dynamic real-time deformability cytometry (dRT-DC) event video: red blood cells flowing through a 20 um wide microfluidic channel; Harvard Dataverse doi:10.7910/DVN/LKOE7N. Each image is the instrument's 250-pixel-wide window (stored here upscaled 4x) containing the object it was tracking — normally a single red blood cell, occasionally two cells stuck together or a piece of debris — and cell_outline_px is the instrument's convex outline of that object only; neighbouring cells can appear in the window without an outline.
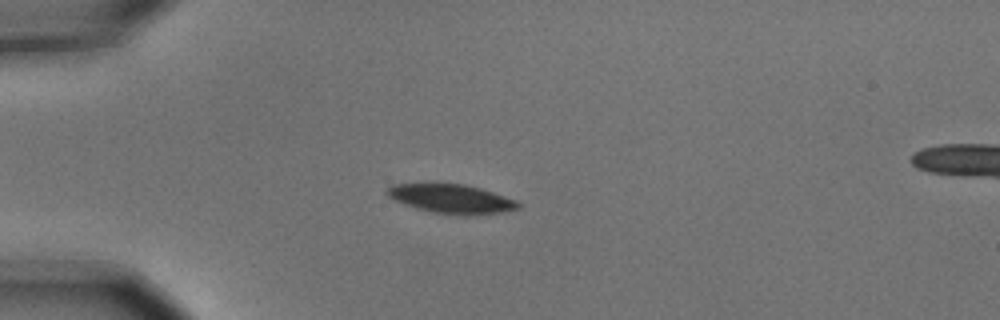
{"species": "common noctule bat (a hibernating species)", "species_latin": "Nyctalus noctula", "temperature_condition": "cold", "stored_images_in_passage": 9, "camera_frame_rate_fps": 3000, "um_per_image_px": 0.085, "animal": {"sex": "male", "body_mass_g": 15.6}, "frame": {"image": 1, "passage_image": 4, "time_ms": 1.0, "image_size_px": [1000, 320], "cell_outline_px": [[520, 208], [504, 212], [468, 216], [464, 216], [432, 212], [416, 208], [404, 204], [388, 196], [384, 192], [392, 184], [464, 184], [480, 188], [516, 200], [520, 204]], "centroid_in_image_um": [38.39, 16.91], "position_along_channel_um": 46.6, "area_um2": 22.14}}
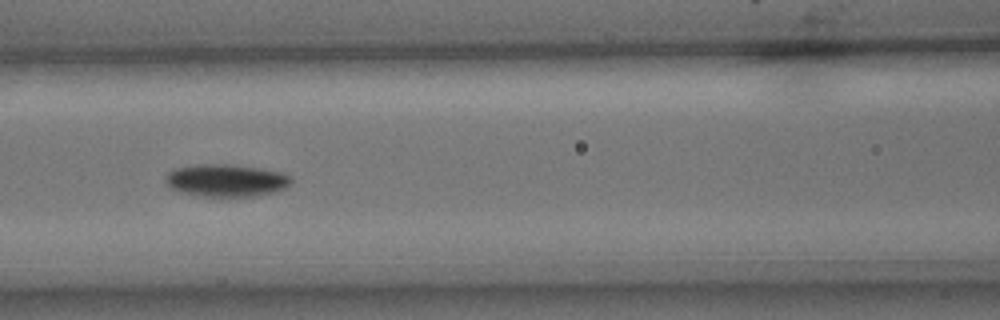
{"frame": {"image": 2, "passage_image": 7, "time_ms": 2.0, "image_size_px": [1000, 320], "cell_outline_px": [[292, 180], [284, 188], [272, 192], [256, 196], [224, 200], [180, 192], [172, 188], [164, 180], [168, 172], [176, 168], [200, 164], [228, 164], [260, 168], [284, 172], [292, 176]], "centroid_in_image_um": [19.24, 15.37], "position_along_channel_um": 147.4, "area_um2": 24.45}}
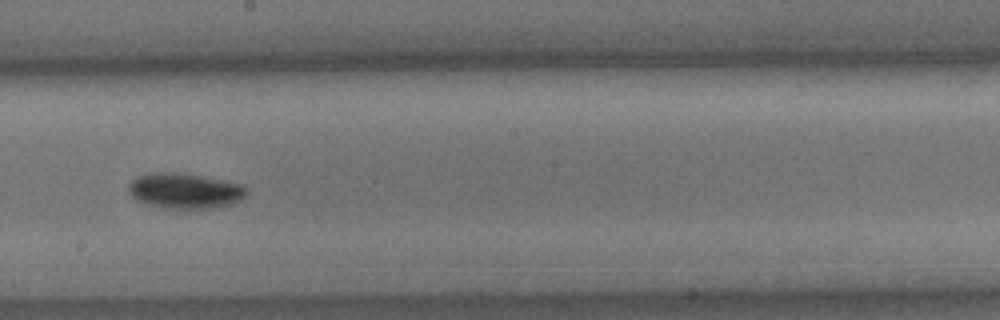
{"frame": {"image": 3, "passage_image": 9, "time_ms": 2.667, "image_size_px": [1000, 320], "cell_outline_px": [[248, 192], [240, 200], [232, 204], [216, 208], [168, 208], [148, 204], [136, 200], [132, 196], [128, 188], [128, 184], [132, 180], [140, 176], [156, 172], [172, 172], [200, 176], [244, 184], [248, 188]], "centroid_in_image_um": [15.75, 16.22], "position_along_channel_um": 232.4, "area_um2": 24.16}}